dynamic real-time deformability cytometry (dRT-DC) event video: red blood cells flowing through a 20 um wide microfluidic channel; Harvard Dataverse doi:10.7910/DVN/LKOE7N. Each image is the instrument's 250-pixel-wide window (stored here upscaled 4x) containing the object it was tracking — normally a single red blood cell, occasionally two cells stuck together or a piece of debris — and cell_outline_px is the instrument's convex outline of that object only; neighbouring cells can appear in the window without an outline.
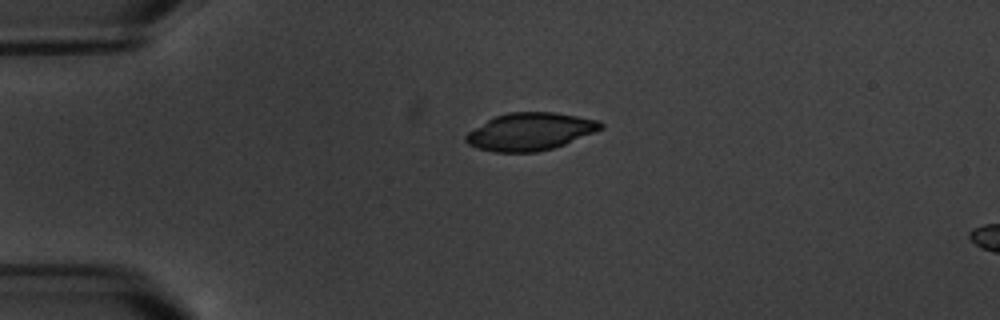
{"species": "common noctule bat (a hibernating species)", "species_latin": "Nyctalus noctula", "temperature_condition": "warm", "stored_images_in_passage": 3, "camera_frame_rate_fps": 3000, "um_per_image_px": 0.085, "animal": {"sex": "male", "body_mass_g": 20.1, "forearm_length_mm": 53.5}, "frame": {"image": 1, "passage_image": 1, "time_ms": 0.0, "image_size_px": [1000, 320], "cell_outline_px": [[604, 128], [564, 144], [552, 148], [536, 152], [492, 152], [476, 148], [468, 144], [464, 140], [464, 136], [468, 132], [488, 120], [496, 116], [508, 112], [556, 112], [600, 120], [604, 124]], "centroid_in_image_um": [45.06, 11.18], "position_along_channel_um": 39.9, "area_um2": 29.48}}
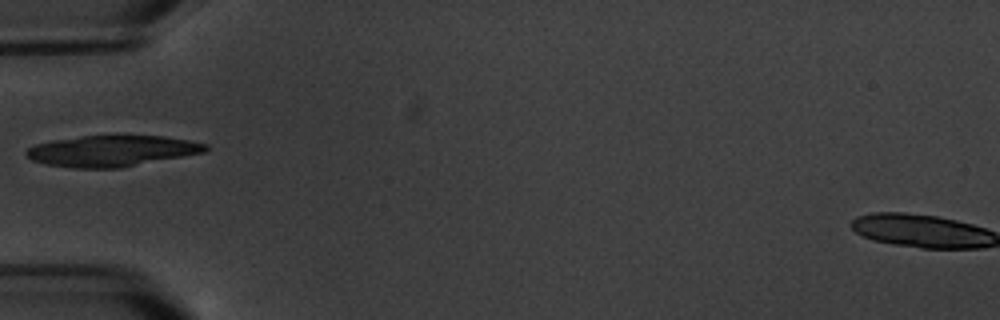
{"frame": {"image": 2, "passage_image": 3, "time_ms": 2.0, "image_size_px": [1000, 320], "cell_outline_px": [[208, 148], [204, 152], [120, 168], [72, 168], [48, 164], [32, 160], [24, 152], [28, 148], [36, 144], [52, 140], [80, 136], [164, 136], [188, 140], [208, 144]], "centroid_in_image_um": [9.49, 12.83], "position_along_channel_um": 75.5, "area_um2": 32.14}}